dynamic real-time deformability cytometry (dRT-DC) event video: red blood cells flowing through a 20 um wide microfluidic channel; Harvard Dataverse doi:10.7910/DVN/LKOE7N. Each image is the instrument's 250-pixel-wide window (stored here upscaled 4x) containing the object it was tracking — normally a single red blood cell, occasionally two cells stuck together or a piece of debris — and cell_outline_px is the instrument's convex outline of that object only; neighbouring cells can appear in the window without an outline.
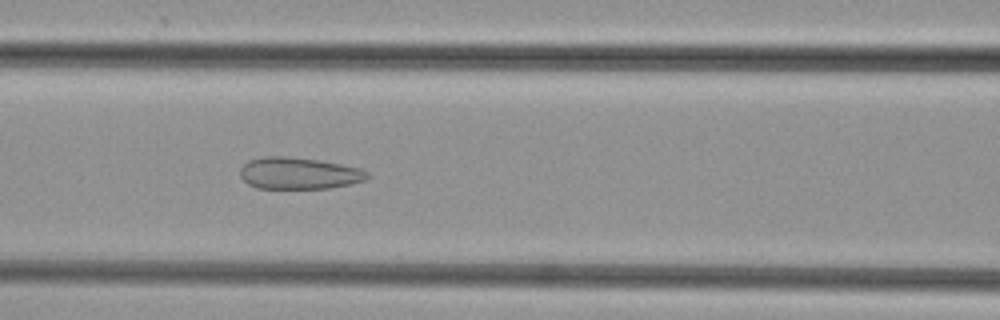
{"species": "common noctule bat (a hibernating species)", "species_latin": "Nyctalus noctula", "temperature_condition": "cold", "stored_images_in_passage": 36, "camera_frame_rate_fps": 3000, "um_per_image_px": 0.085, "animal": {"sex": "female", "body_mass_g": 29.2, "forearm_length_mm": 56.3}, "frame": {"image": 1, "passage_image": 11, "time_ms": 3.333, "image_size_px": [1000, 320], "cell_outline_px": [[372, 176], [368, 180], [328, 188], [256, 188], [248, 184], [240, 176], [240, 168], [248, 160], [264, 156], [288, 156], [316, 160], [340, 164], [360, 168], [368, 172]], "centroid_in_image_um": [25.41, 14.73], "position_along_channel_um": 141.2, "area_um2": 23.58}}
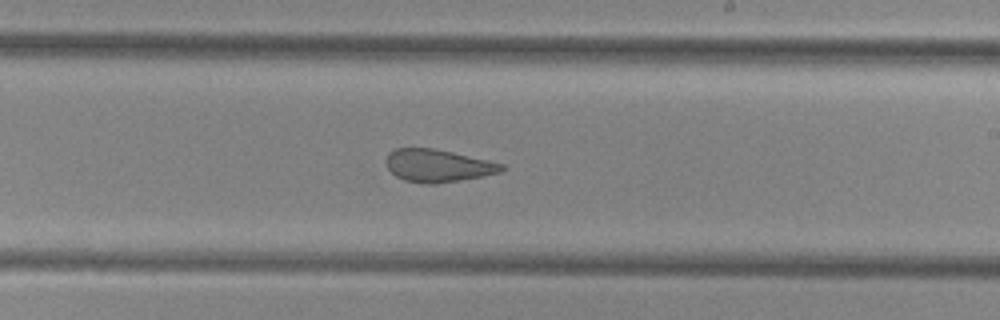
{"frame": {"image": 2, "passage_image": 19, "time_ms": 6.0, "image_size_px": [1000, 320], "cell_outline_px": [[504, 168], [500, 172], [460, 180], [436, 184], [428, 184], [404, 180], [396, 176], [388, 168], [384, 160], [388, 152], [396, 148], [432, 148], [452, 152], [488, 160], [504, 164]], "centroid_in_image_um": [37.17, 14.07], "position_along_channel_um": 251.8, "area_um2": 21.85}}
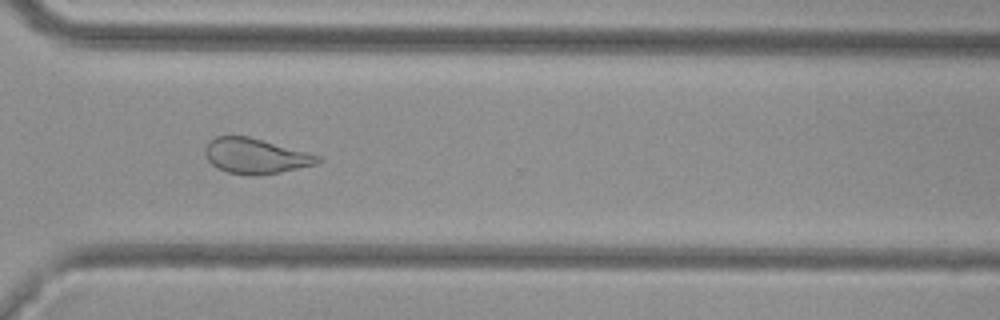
{"frame": {"image": 3, "passage_image": 26, "time_ms": 8.333, "image_size_px": [1000, 320], "cell_outline_px": [[324, 160], [316, 164], [280, 172], [248, 176], [228, 172], [216, 168], [204, 156], [204, 148], [208, 140], [216, 136], [248, 136], [320, 156]], "centroid_in_image_um": [21.66, 13.26], "position_along_channel_um": 348.9, "area_um2": 23.12}}